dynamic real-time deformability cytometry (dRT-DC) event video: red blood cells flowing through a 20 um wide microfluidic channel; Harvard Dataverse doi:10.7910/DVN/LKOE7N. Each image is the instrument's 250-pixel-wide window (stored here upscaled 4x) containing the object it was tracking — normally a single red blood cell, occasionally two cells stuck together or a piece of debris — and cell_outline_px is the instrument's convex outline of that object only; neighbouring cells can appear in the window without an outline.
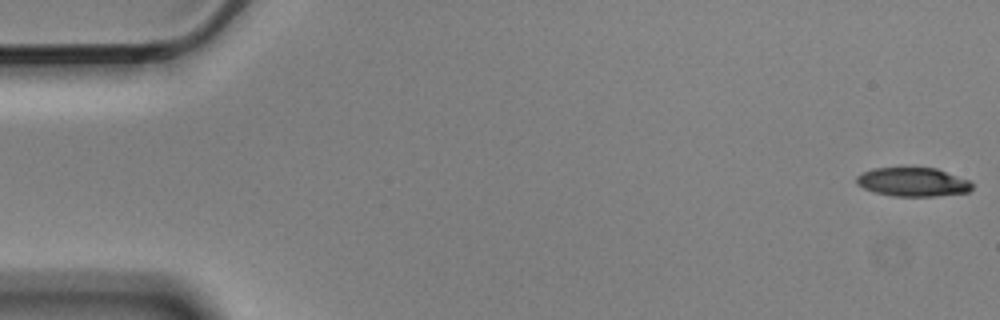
{"species": "Egyptian fruit bat (a non-hibernating species)", "species_latin": "Rousettus aegyptiacus", "temperature_condition": "cold", "stored_images_in_passage": 5, "camera_frame_rate_fps": 3000, "um_per_image_px": 0.085, "animal": {"sex": "male"}, "frame": {"image": 1, "passage_image": 1, "time_ms": 0.0, "image_size_px": [1000, 320], "cell_outline_px": [[972, 188], [968, 192], [936, 196], [892, 196], [872, 192], [856, 184], [856, 176], [872, 168], [936, 168], [972, 180]], "centroid_in_image_um": [77.61, 15.47], "position_along_channel_um": 7.4, "area_um2": 19.59}}
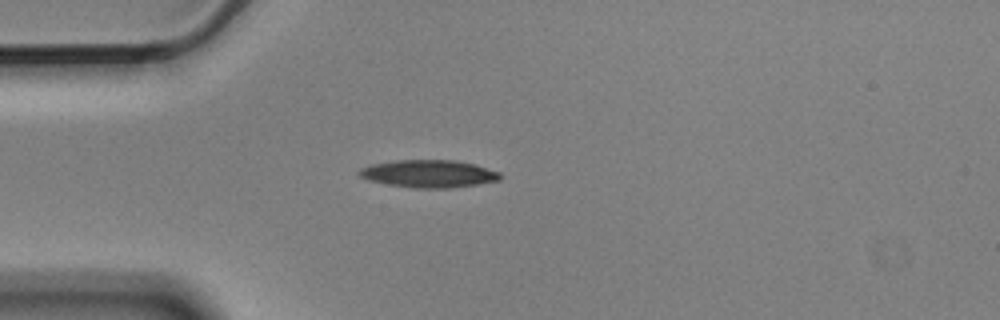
{"frame": {"image": 2, "passage_image": 5, "time_ms": 1.333, "image_size_px": [1000, 320], "cell_outline_px": [[500, 180], [480, 184], [452, 188], [416, 188], [388, 184], [368, 180], [360, 176], [356, 172], [360, 168], [372, 164], [396, 160], [456, 160], [472, 164], [500, 172]], "centroid_in_image_um": [36.43, 14.77], "position_along_channel_um": 48.6, "area_um2": 22.6}}